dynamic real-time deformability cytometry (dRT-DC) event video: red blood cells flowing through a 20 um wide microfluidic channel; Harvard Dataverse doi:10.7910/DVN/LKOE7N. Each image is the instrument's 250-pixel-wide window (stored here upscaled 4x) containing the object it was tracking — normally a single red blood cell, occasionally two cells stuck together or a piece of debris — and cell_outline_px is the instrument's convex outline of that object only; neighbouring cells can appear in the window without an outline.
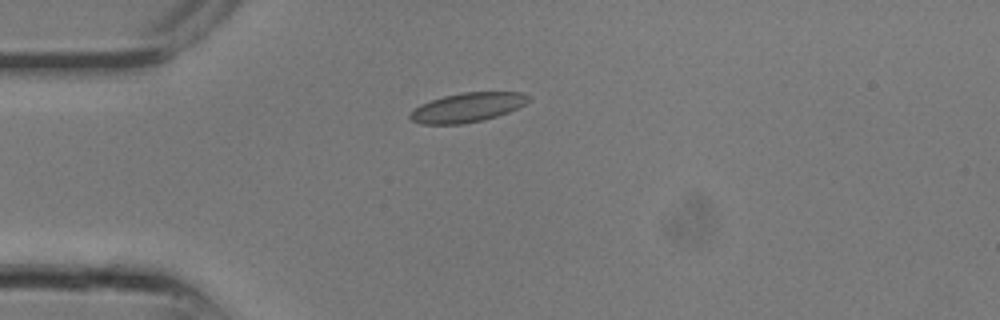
{"species": "common noctule bat (a hibernating species)", "species_latin": "Nyctalus noctula", "temperature_condition": "room temperature", "stored_images_in_passage": 7, "camera_frame_rate_fps": 3000, "um_per_image_px": 0.085, "animal": {"sex": "male", "body_mass_g": 13.3}, "frame": {"image": 1, "passage_image": 1, "time_ms": 0.0, "image_size_px": [1000, 320], "cell_outline_px": [[532, 96], [524, 104], [508, 112], [484, 120], [460, 124], [420, 124], [412, 120], [408, 116], [420, 104], [444, 96], [460, 92], [524, 92]], "centroid_in_image_um": [39.74, 9.12], "position_along_channel_um": 45.3, "area_um2": 20.11}}
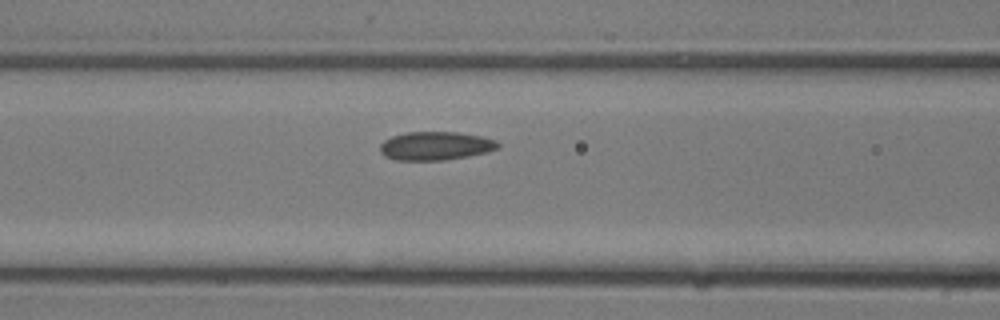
{"frame": {"image": 2, "passage_image": 5, "time_ms": 1.333, "image_size_px": [1000, 320], "cell_outline_px": [[500, 148], [488, 152], [468, 156], [444, 160], [396, 160], [384, 156], [380, 152], [380, 144], [384, 140], [392, 136], [404, 132], [456, 132], [480, 136], [496, 140], [500, 144]], "centroid_in_image_um": [37.02, 12.4], "position_along_channel_um": 129.6, "area_um2": 19.71}}
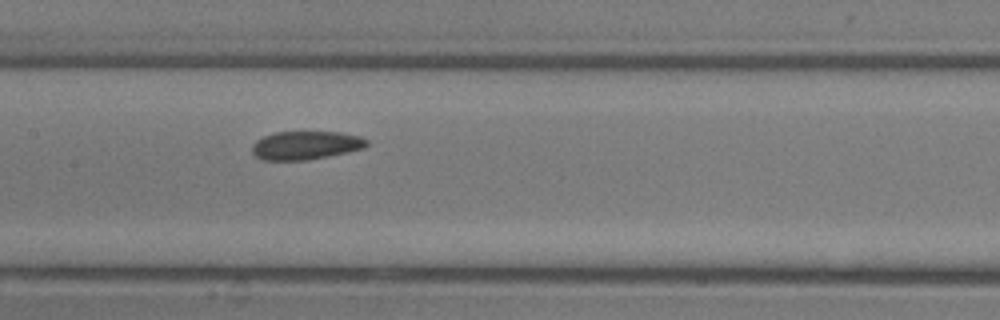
{"frame": {"image": 3, "passage_image": 7, "time_ms": 2.0, "image_size_px": [1000, 320], "cell_outline_px": [[368, 144], [364, 148], [348, 152], [308, 160], [260, 160], [252, 152], [252, 144], [256, 140], [264, 136], [276, 132], [340, 132], [360, 136], [368, 140]], "centroid_in_image_um": [25.98, 12.35], "position_along_channel_um": 181.4, "area_um2": 19.07}}